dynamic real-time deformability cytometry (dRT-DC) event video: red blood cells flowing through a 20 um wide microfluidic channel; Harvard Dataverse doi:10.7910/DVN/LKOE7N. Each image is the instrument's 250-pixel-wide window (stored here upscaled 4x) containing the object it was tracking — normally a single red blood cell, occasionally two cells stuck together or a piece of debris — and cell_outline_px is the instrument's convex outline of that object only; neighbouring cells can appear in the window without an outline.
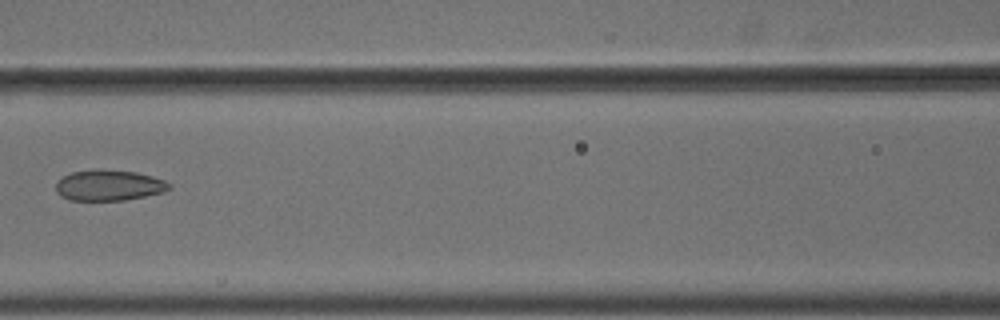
{"species": "common noctule bat (a hibernating species)", "species_latin": "Nyctalus noctula", "temperature_condition": "cold", "stored_images_in_passage": 8, "camera_frame_rate_fps": 3000, "um_per_image_px": 0.085, "animal": {"sex": "male", "body_mass_g": 18.8}, "frame": {"image": 1, "passage_image": 6, "time_ms": 1.667, "image_size_px": [1000, 320], "cell_outline_px": [[172, 188], [164, 192], [124, 200], [68, 200], [60, 196], [56, 192], [56, 180], [72, 172], [100, 168], [136, 172], [152, 176], [164, 180], [172, 184]], "centroid_in_image_um": [9.25, 15.74], "position_along_channel_um": 157.3, "area_um2": 20.58}}
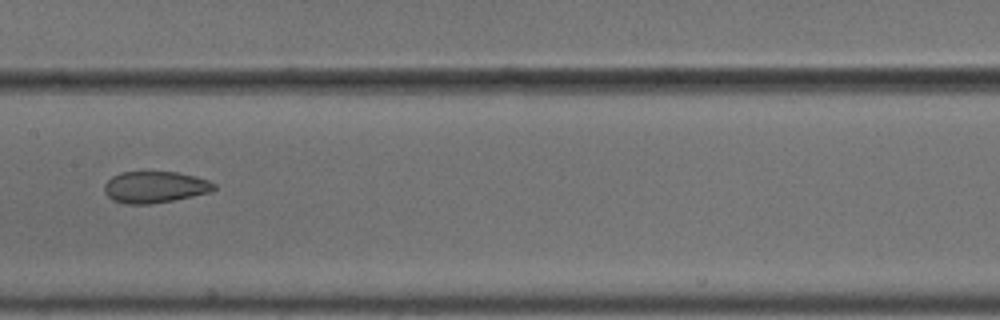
{"frame": {"image": 2, "passage_image": 7, "time_ms": 2.0, "image_size_px": [1000, 320], "cell_outline_px": [[216, 188], [208, 192], [192, 196], [172, 200], [148, 204], [124, 204], [112, 200], [104, 192], [104, 184], [112, 176], [120, 172], [176, 172], [196, 176], [208, 180], [216, 184]], "centroid_in_image_um": [13.14, 15.9], "position_along_channel_um": 194.3, "area_um2": 20.11}}
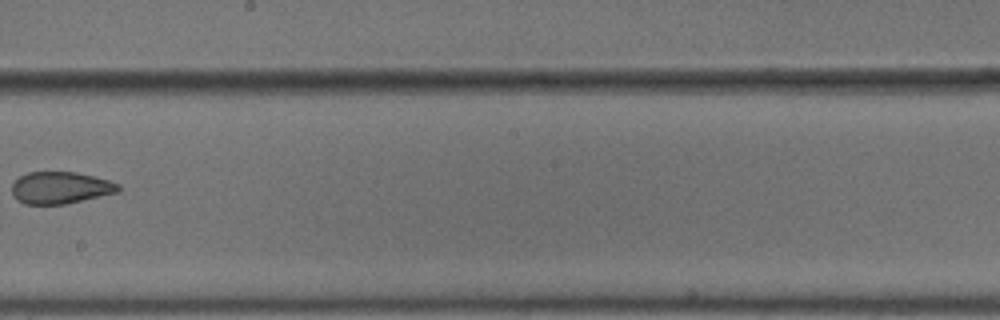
{"frame": {"image": 3, "passage_image": 8, "time_ms": 2.333, "image_size_px": [1000, 320], "cell_outline_px": [[120, 192], [64, 204], [24, 204], [16, 200], [12, 196], [12, 184], [20, 176], [28, 172], [76, 172], [108, 180], [120, 184]], "centroid_in_image_um": [5.12, 15.96], "position_along_channel_um": 243.1, "area_um2": 19.88}}